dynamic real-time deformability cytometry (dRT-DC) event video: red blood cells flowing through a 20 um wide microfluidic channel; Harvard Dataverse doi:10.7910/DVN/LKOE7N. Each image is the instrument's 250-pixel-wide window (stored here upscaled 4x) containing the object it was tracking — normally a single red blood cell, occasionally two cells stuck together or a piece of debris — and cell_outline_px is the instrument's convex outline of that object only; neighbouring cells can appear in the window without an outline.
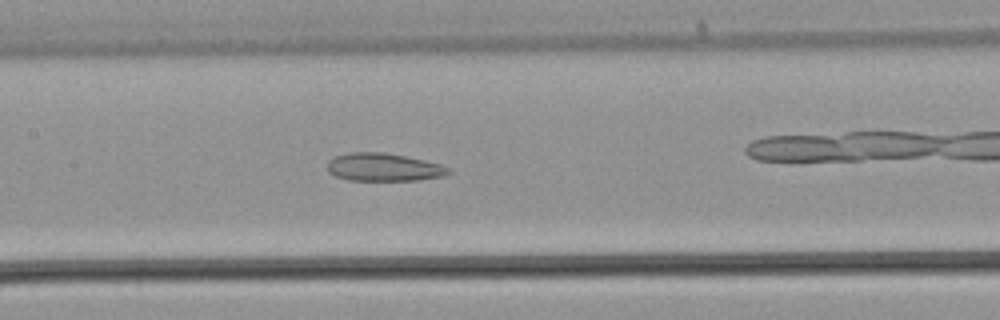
{"species": "common noctule bat (a hibernating species)", "species_latin": "Nyctalus noctula", "temperature_condition": "warm", "stored_images_in_passage": 39, "camera_frame_rate_fps": 3000, "um_per_image_px": 0.085, "animal": {"sex": "male", "body_mass_g": 21.5, "forearm_length_mm": 52.0}, "frame": {"image": 1, "passage_image": 17, "time_ms": 5.333, "image_size_px": [1000, 320], "cell_outline_px": [[452, 172], [444, 176], [420, 180], [348, 180], [336, 176], [328, 172], [328, 160], [336, 156], [352, 152], [380, 152], [404, 156], [424, 160], [440, 164], [448, 168]], "centroid_in_image_um": [32.61, 14.22], "position_along_channel_um": 174.8, "area_um2": 19.59}}